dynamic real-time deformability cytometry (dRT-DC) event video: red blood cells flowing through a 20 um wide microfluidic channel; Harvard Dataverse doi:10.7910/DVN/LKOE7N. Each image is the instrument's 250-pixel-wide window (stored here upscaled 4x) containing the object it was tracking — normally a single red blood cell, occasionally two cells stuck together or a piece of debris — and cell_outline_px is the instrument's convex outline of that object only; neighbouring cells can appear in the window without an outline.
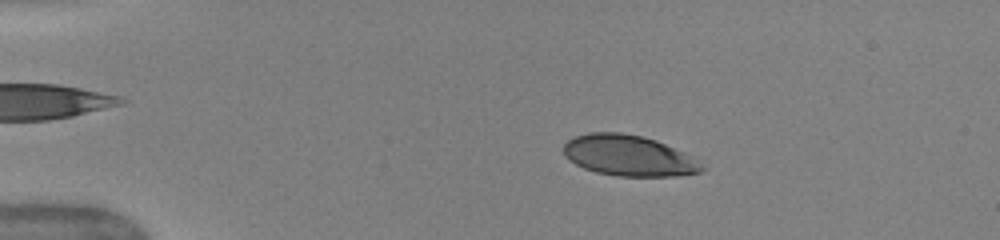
{"species": "human", "species_latin": "Homo sapiens", "temperature_condition": "warm", "stored_images_in_passage": 49, "camera_frame_rate_fps": 3000, "um_per_image_px": 0.085, "donor": {"sex": "female"}, "frame": {"image": 1, "passage_image": 9, "time_ms": 2.667, "image_size_px": [1000, 240], "cell_outline_px": [[704, 168], [700, 172], [676, 176], [616, 176], [596, 172], [584, 168], [568, 160], [564, 156], [564, 144], [568, 140], [576, 136], [588, 132], [620, 132], [640, 136], [656, 140], [684, 152], [692, 156]], "centroid_in_image_um": [53.41, 13.23], "position_along_channel_um": 31.6, "area_um2": 32.77}}
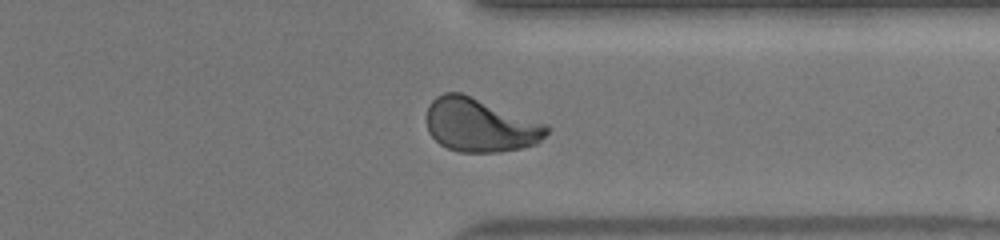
{"frame": {"image": 2, "passage_image": 39, "time_ms": 12.667, "image_size_px": [1000, 240], "cell_outline_px": [[548, 132], [536, 144], [520, 148], [500, 152], [460, 152], [448, 148], [440, 144], [428, 132], [428, 104], [436, 96], [444, 92], [460, 92], [548, 124]], "centroid_in_image_um": [40.81, 10.63], "position_along_channel_um": 370.6, "area_um2": 37.34}}
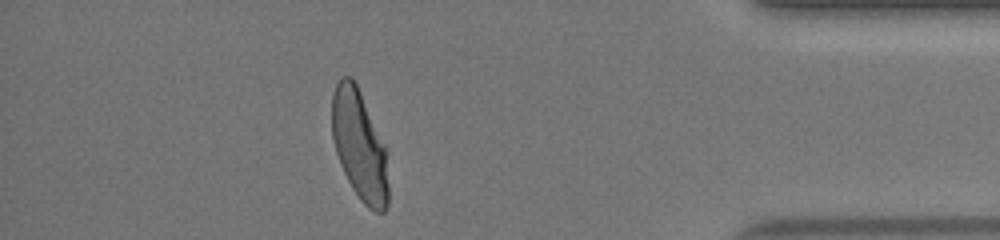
{"frame": {"image": 3, "passage_image": 44, "time_ms": 14.333, "image_size_px": [1000, 240], "cell_outline_px": [[388, 204], [384, 212], [376, 212], [368, 208], [360, 200], [352, 188], [340, 164], [336, 152], [332, 136], [332, 96], [336, 84], [340, 76], [352, 76], [360, 92], [388, 152]], "centroid_in_image_um": [30.57, 12.38], "position_along_channel_um": 404.6, "area_um2": 36.36}, "authors_computed_cell_mechanics": {"area_um2": 36.125, "velocity_mm_per_s": 4.0509, "shape_relaxation_time_tau1_ms": 3.0969, "shape_relaxation_time_tau2_ms": null, "deformation_change_tau1": 0.1699, "deformation_change_tau2": null}}